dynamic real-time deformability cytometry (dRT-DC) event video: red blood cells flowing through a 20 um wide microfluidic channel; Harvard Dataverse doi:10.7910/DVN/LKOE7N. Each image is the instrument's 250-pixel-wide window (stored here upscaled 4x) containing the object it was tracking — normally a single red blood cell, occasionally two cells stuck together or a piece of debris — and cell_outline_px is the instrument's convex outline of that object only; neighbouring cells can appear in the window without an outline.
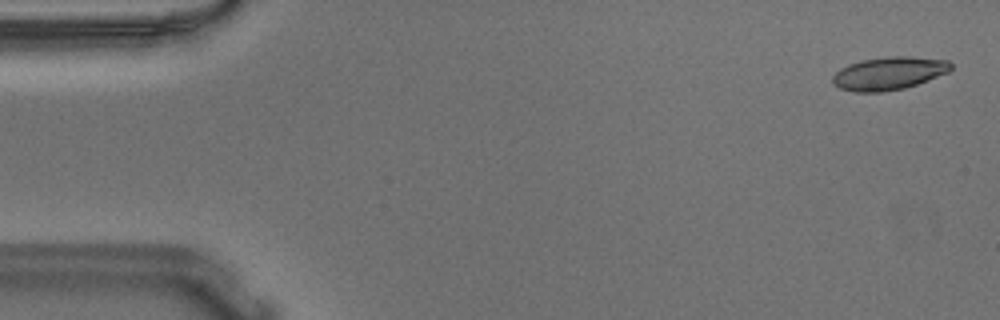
{"species": "Egyptian fruit bat (a non-hibernating species)", "species_latin": "Rousettus aegyptiacus", "temperature_condition": "warm", "stored_images_in_passage": 55, "camera_frame_rate_fps": 3000, "um_per_image_px": 0.085, "animal": {"sex": "male"}, "frame": {"image": 1, "passage_image": 2, "time_ms": 0.333, "image_size_px": [1000, 320], "cell_outline_px": [[952, 68], [948, 72], [928, 80], [904, 88], [884, 92], [856, 92], [840, 88], [832, 84], [832, 76], [840, 68], [848, 64], [860, 60], [888, 56], [908, 56], [948, 60], [952, 64]], "centroid_in_image_um": [75.53, 6.23], "position_along_channel_um": 9.5, "area_um2": 22.83}}
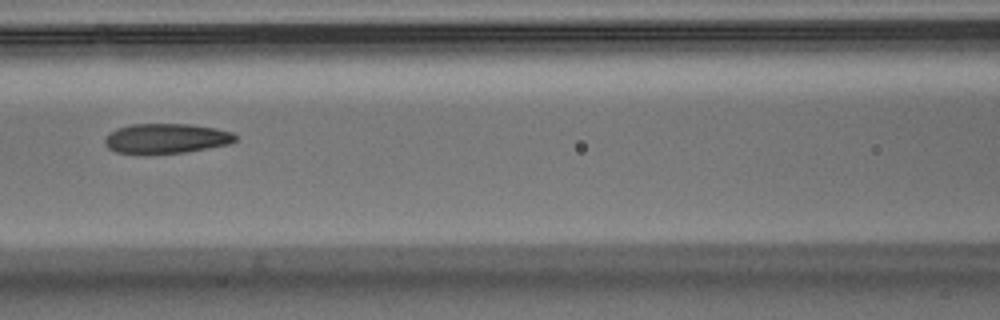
{"frame": {"image": 2, "passage_image": 24, "time_ms": 7.667, "image_size_px": [1000, 320], "cell_outline_px": [[236, 140], [228, 144], [208, 148], [184, 152], [144, 156], [116, 152], [108, 148], [104, 144], [104, 140], [116, 128], [132, 124], [188, 124], [216, 128], [232, 132], [236, 136]], "centroid_in_image_um": [14.08, 11.8], "position_along_channel_um": 152.5, "area_um2": 23.12}}
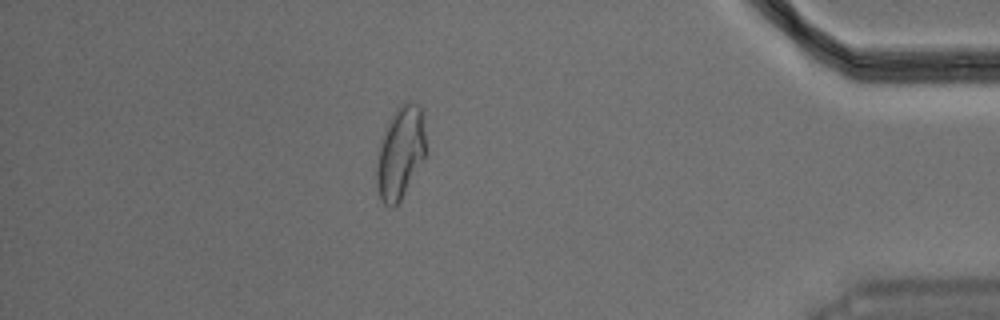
{"frame": {"image": 3, "passage_image": 48, "time_ms": 15.667, "image_size_px": [1000, 320], "cell_outline_px": [[424, 156], [400, 200], [392, 208], [384, 204], [380, 200], [376, 184], [376, 168], [380, 140], [388, 120], [396, 108], [404, 100], [412, 100], [420, 108], [424, 132]], "centroid_in_image_um": [33.97, 12.95], "position_along_channel_um": 401.2, "area_um2": 26.13}, "authors_computed_cell_mechanics": {"area_um2": 23.5246, "velocity_mm_per_s": 3.6386, "shape_relaxation_time_tau1_ms": 7.8862, "shape_relaxation_time_tau2_ms": 1.6708, "deformation_change_tau1": 0.2052, "deformation_change_tau2": 0.074}}